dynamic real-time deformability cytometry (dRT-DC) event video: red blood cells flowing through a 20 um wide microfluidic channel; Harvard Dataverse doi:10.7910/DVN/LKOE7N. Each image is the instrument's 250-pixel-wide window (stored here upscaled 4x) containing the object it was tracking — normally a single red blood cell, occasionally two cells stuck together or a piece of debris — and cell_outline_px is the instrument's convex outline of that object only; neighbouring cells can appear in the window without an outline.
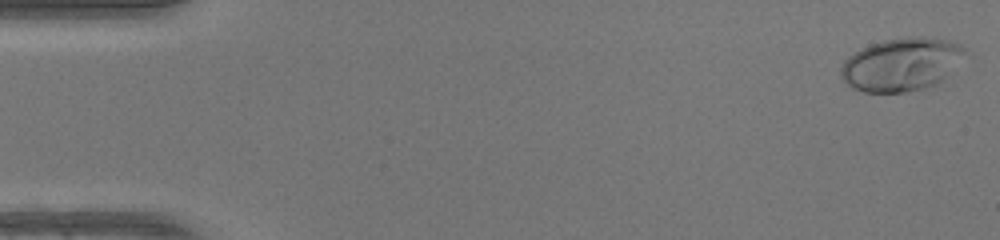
{"species": "human", "species_latin": "Homo sapiens", "temperature_condition": "warm", "stored_images_in_passage": 15, "camera_frame_rate_fps": 3000, "um_per_image_px": 0.085, "donor": {"sex": "female"}, "frame": {"image": 1, "passage_image": 1, "time_ms": 0.0, "image_size_px": [1000, 240], "cell_outline_px": [[964, 52], [944, 76], [936, 84], [924, 88], [908, 92], [864, 92], [852, 88], [840, 76], [840, 68], [844, 60], [848, 56], [860, 48], [884, 40], [908, 36], [924, 36], [948, 40], [960, 44], [964, 48]], "centroid_in_image_um": [76.53, 5.46], "position_along_channel_um": 8.5, "area_um2": 37.92}}
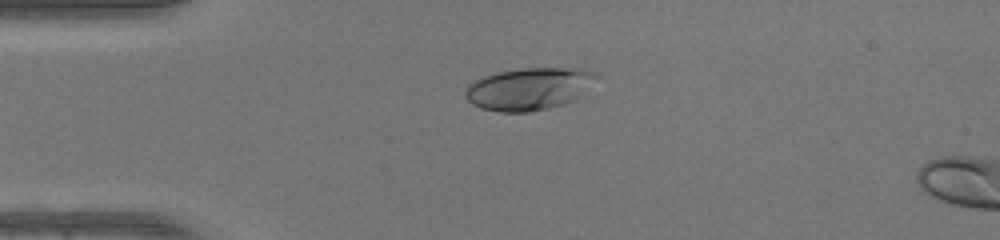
{"frame": {"image": 2, "passage_image": 12, "time_ms": 3.667, "image_size_px": [1000, 240], "cell_outline_px": [[600, 76], [576, 100], [564, 104], [548, 108], [528, 112], [500, 112], [484, 108], [472, 104], [464, 96], [464, 92], [468, 84], [484, 76], [496, 72], [524, 68], [564, 68], [596, 72]], "centroid_in_image_um": [44.96, 7.55], "position_along_channel_um": 40.0, "area_um2": 32.25}}